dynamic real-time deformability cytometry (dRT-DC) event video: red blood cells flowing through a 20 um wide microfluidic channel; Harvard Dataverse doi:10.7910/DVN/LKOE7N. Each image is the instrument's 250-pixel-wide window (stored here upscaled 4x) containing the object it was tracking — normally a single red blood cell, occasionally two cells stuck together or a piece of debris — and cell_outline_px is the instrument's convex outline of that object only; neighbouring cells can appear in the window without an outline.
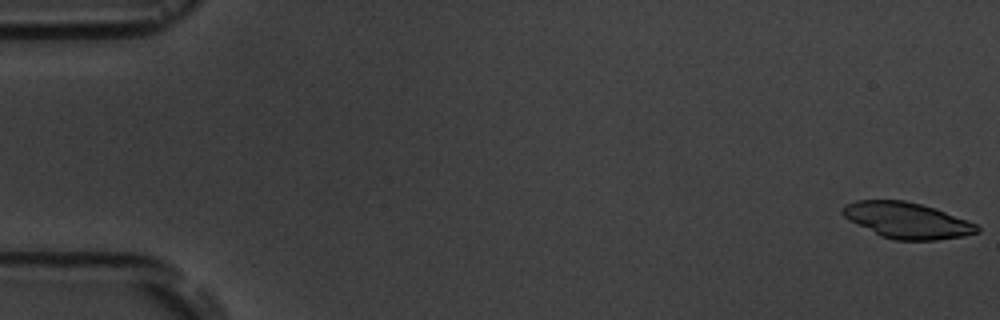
{"species": "common noctule bat (a hibernating species)", "species_latin": "Nyctalus noctula", "temperature_condition": "room temperature", "stored_images_in_passage": 6, "camera_frame_rate_fps": 3000, "um_per_image_px": 0.085, "animal": {"sex": "male", "body_mass_g": 19.5, "forearm_length_mm": 54.6}, "frame": {"image": 1, "passage_image": 1, "time_ms": 0.0, "image_size_px": [1000, 320], "cell_outline_px": [[980, 232], [964, 236], [936, 240], [896, 240], [880, 236], [848, 220], [840, 212], [840, 208], [844, 204], [856, 200], [904, 200], [936, 208], [976, 224], [980, 228]], "centroid_in_image_um": [77.06, 18.73], "position_along_channel_um": 7.9, "area_um2": 28.32}}